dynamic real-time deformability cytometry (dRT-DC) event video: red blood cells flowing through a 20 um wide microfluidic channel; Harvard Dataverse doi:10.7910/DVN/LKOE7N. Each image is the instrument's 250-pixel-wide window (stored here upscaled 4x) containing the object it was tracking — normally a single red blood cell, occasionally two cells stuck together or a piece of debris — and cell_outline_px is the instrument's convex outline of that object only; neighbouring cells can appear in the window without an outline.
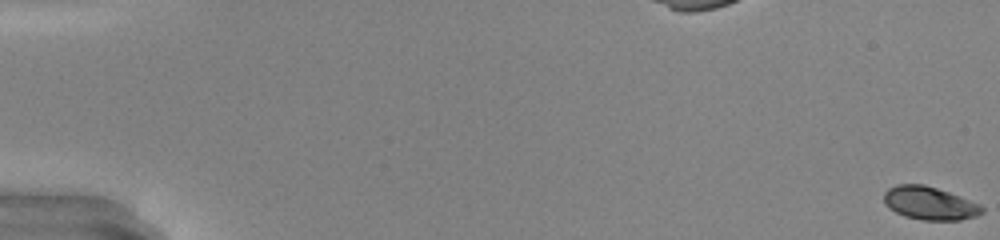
{"species": "common noctule bat (a hibernating species)", "species_latin": "Nyctalus noctula", "temperature_condition": "warm", "stored_images_in_passage": 13, "camera_frame_rate_fps": 3000, "um_per_image_px": 0.085, "animal": {"sex": "male", "body_mass_g": 20.0, "forearm_length_mm": 53.3}, "frame": {"image": 1, "passage_image": 1, "time_ms": 0.0, "image_size_px": [1000, 240], "cell_outline_px": [[984, 212], [976, 216], [960, 220], [920, 220], [904, 216], [888, 208], [884, 204], [884, 192], [888, 188], [896, 184], [924, 184], [960, 196], [980, 204], [984, 208]], "centroid_in_image_um": [79.0, 17.28], "position_along_channel_um": 6.0, "area_um2": 19.07}}